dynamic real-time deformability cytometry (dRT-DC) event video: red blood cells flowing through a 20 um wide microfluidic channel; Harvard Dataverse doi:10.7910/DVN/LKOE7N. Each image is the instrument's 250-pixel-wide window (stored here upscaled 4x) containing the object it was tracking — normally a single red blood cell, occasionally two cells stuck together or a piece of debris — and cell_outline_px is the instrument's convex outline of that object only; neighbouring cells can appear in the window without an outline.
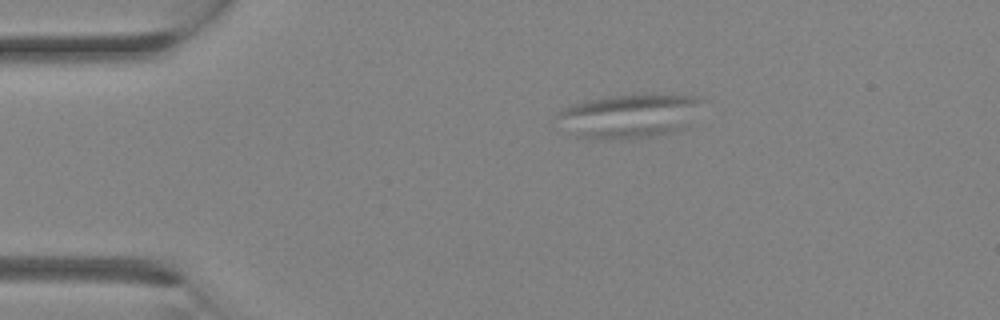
{"species": "Egyptian fruit bat (a non-hibernating species)", "species_latin": "Rousettus aegyptiacus", "temperature_condition": "room temperature", "stored_images_in_passage": 16, "camera_frame_rate_fps": 3000, "um_per_image_px": 0.085, "animal": {"sex": "female"}, "frame": {"image": 1, "passage_image": 7, "time_ms": 2.0, "image_size_px": [1000, 320], "cell_outline_px": [[704, 100], [688, 124], [684, 128], [672, 132], [656, 136], [632, 140], [588, 140], [576, 136], [556, 116], [556, 112], [564, 108], [588, 100], [608, 96], [696, 96]], "centroid_in_image_um": [53.47, 9.91], "position_along_channel_um": 31.5, "area_um2": 36.7}}
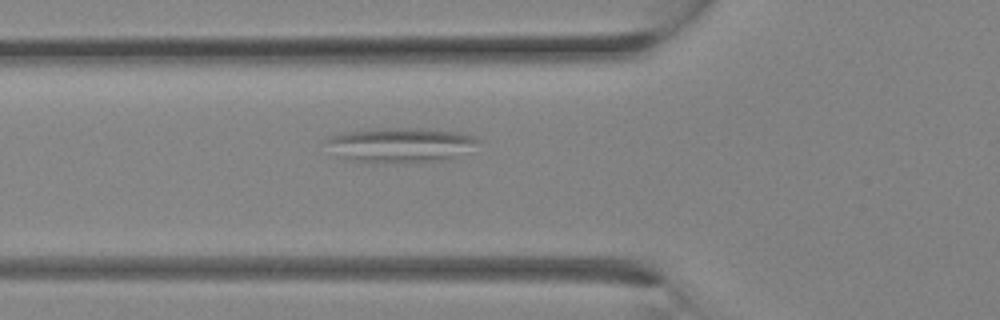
{"frame": {"image": 2, "passage_image": 12, "time_ms": 3.667, "image_size_px": [1000, 320], "cell_outline_px": [[480, 140], [472, 152], [448, 160], [344, 160], [324, 140], [328, 136], [340, 132], [384, 128], [420, 128], [460, 132], [472, 136]], "centroid_in_image_um": [34.13, 12.27], "position_along_channel_um": 91.7, "area_um2": 30.0}}
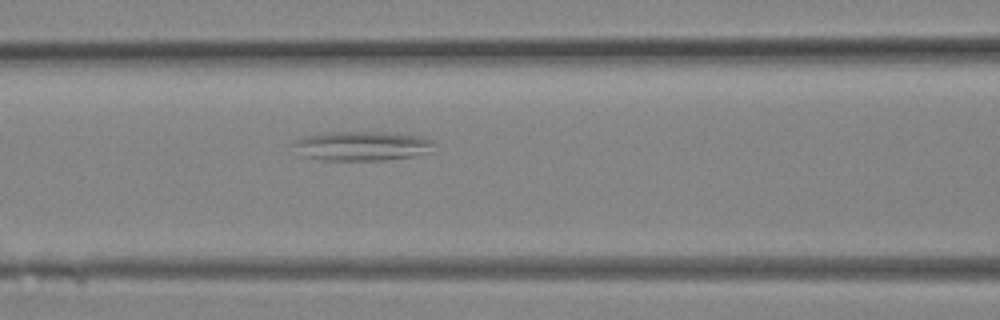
{"frame": {"image": 3, "passage_image": 14, "time_ms": 4.333, "image_size_px": [1000, 320], "cell_outline_px": [[432, 152], [412, 156], [384, 160], [324, 160], [300, 156], [288, 144], [292, 140], [304, 136], [332, 132], [372, 132], [420, 136], [432, 140]], "centroid_in_image_um": [30.64, 12.42], "position_along_channel_um": 136.0, "area_um2": 24.22}}